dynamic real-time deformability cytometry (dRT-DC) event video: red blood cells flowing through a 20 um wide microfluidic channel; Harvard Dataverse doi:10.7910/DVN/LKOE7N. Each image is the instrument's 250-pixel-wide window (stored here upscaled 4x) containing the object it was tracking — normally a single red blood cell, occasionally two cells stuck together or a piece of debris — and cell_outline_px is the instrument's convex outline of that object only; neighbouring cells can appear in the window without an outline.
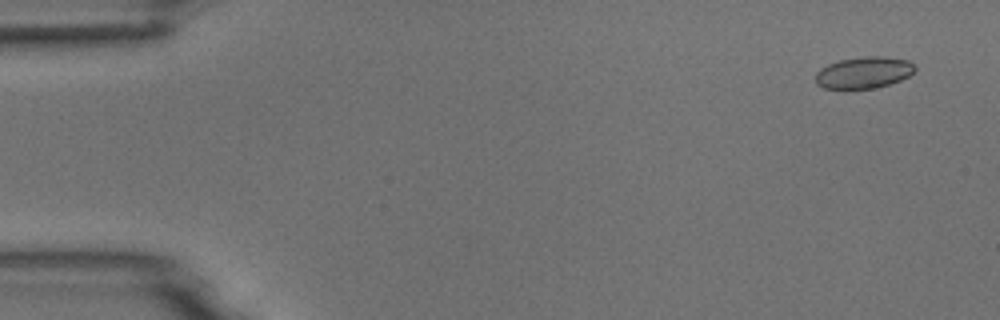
{"species": "common noctule bat (a hibernating species)", "species_latin": "Nyctalus noctula", "temperature_condition": "room temperature", "stored_images_in_passage": 54, "camera_frame_rate_fps": 3000, "um_per_image_px": 0.085, "animal": {"sex": "male", "body_mass_g": 18.8}, "frame": {"image": 1, "passage_image": 3, "time_ms": 0.667, "image_size_px": [1000, 320], "cell_outline_px": [[916, 68], [908, 76], [900, 80], [888, 84], [872, 88], [824, 88], [816, 84], [816, 72], [820, 68], [828, 64], [840, 60], [868, 56], [884, 56], [908, 60]], "centroid_in_image_um": [73.4, 6.16], "position_along_channel_um": 11.6, "area_um2": 18.03}}
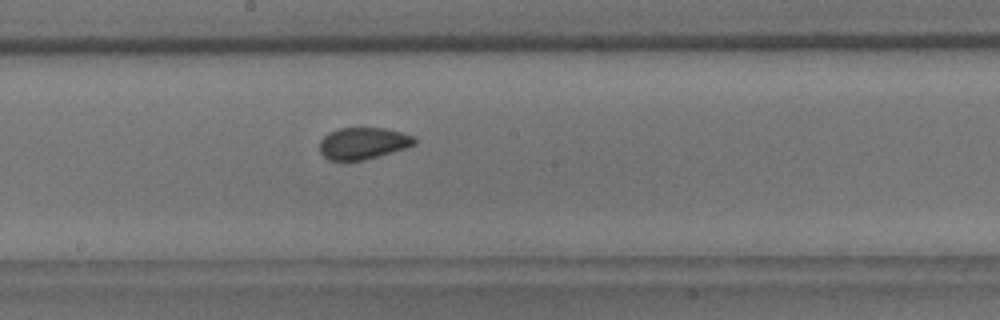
{"frame": {"image": 2, "passage_image": 29, "time_ms": 9.333, "image_size_px": [1000, 320], "cell_outline_px": [[416, 144], [404, 148], [364, 160], [328, 160], [320, 152], [320, 140], [328, 132], [340, 128], [384, 128], [400, 132], [412, 136], [416, 140]], "centroid_in_image_um": [30.82, 12.17], "position_along_channel_um": 217.4, "area_um2": 17.34}}
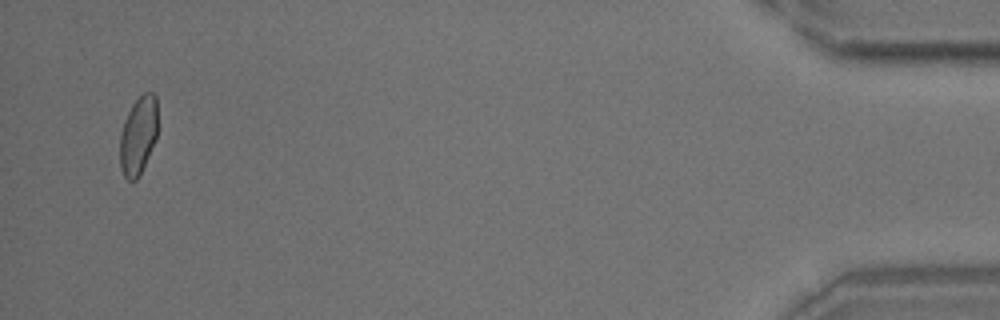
{"frame": {"image": 3, "passage_image": 52, "time_ms": 17.0, "image_size_px": [1000, 320], "cell_outline_px": [[156, 136], [140, 176], [136, 180], [128, 180], [124, 176], [120, 168], [120, 132], [124, 120], [132, 104], [144, 92], [152, 92], [156, 96]], "centroid_in_image_um": [11.72, 11.53], "position_along_channel_um": 423.5, "area_um2": 17.05}, "authors_computed_cell_mechanics": {"area_um2": 18.1203, "velocity_mm_per_s": 3.7532, "shape_relaxation_time_tau1_ms": 9.6598, "shape_relaxation_time_tau2_ms": 0.9063, "deformation_change_tau1": 0.1269, "deformation_change_tau2": 0.051}}